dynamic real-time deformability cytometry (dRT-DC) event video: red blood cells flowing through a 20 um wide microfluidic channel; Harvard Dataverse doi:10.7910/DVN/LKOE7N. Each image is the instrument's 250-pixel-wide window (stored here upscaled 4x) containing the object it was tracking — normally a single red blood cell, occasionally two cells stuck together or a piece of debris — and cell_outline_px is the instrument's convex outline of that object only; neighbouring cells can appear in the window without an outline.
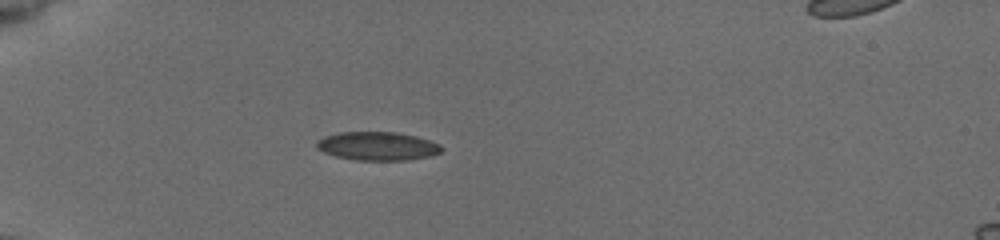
{"species": "common noctule bat (a hibernating species)", "species_latin": "Nyctalus noctula", "temperature_condition": "cold", "stored_images_in_passage": 33, "camera_frame_rate_fps": 3000, "um_per_image_px": 0.085, "animal": {"sex": "female", "body_mass_g": 19.5, "forearm_length_mm": 54.1}, "frame": {"image": 1, "passage_image": 1, "time_ms": 0.0, "image_size_px": [1000, 240], "cell_outline_px": [[444, 148], [440, 152], [428, 156], [408, 160], [356, 160], [336, 156], [324, 152], [316, 148], [316, 140], [324, 136], [340, 132], [396, 132], [416, 136], [440, 144]], "centroid_in_image_um": [32.07, 12.41], "position_along_channel_um": 52.9, "area_um2": 20.75}}
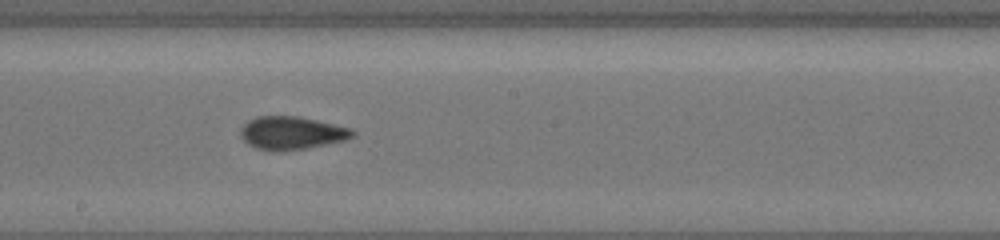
{"frame": {"image": 2, "passage_image": 16, "time_ms": 5.0, "image_size_px": [1000, 240], "cell_outline_px": [[356, 132], [352, 136], [344, 140], [304, 148], [280, 152], [256, 148], [248, 144], [240, 136], [240, 128], [248, 120], [260, 116], [296, 116], [316, 120], [352, 128]], "centroid_in_image_um": [24.75, 11.3], "position_along_channel_um": 223.4, "area_um2": 21.39}}
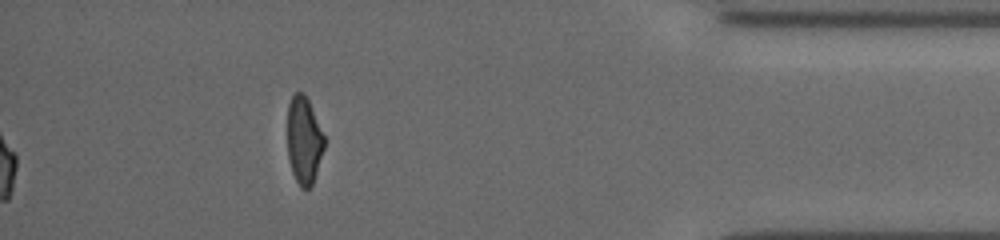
{"frame": {"image": 3, "passage_image": 33, "time_ms": 10.667, "image_size_px": [1000, 240], "cell_outline_px": [[324, 148], [312, 184], [308, 188], [300, 188], [292, 172], [288, 156], [288, 104], [292, 96], [296, 92], [304, 92], [308, 100], [324, 136]], "centroid_in_image_um": [25.82, 11.92], "position_along_channel_um": 409.4, "area_um2": 18.44}, "authors_computed_cell_mechanics": {"area_um2": 20.808, "velocity_mm_per_s": 3.9072, "shape_relaxation_time_tau1_ms": 5.6782, "shape_relaxation_time_tau2_ms": 1.3156, "deformation_change_tau1": 0.1575, "deformation_change_tau2": 0.0492}}